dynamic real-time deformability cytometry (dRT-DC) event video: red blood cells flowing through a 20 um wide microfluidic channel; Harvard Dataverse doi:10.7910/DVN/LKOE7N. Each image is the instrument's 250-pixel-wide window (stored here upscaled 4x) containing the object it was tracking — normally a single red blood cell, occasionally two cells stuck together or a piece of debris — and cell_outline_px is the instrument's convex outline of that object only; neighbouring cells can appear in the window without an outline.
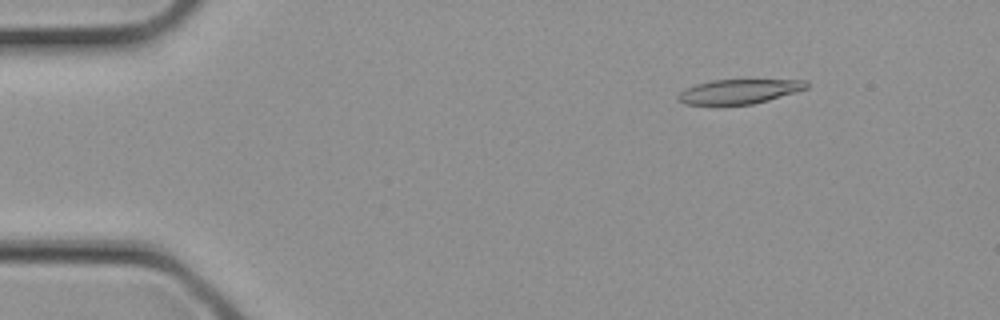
{"species": "common noctule bat (a hibernating species)", "species_latin": "Nyctalus noctula", "temperature_condition": "cold", "stored_images_in_passage": 2, "camera_frame_rate_fps": 3000, "um_per_image_px": 0.085, "animal": {"sex": "female", "body_mass_g": 21.9}, "frame": {"image": 1, "passage_image": 1, "time_ms": 0.0, "image_size_px": [1000, 320], "cell_outline_px": [[808, 88], [768, 100], [752, 104], [684, 104], [676, 96], [684, 88], [696, 84], [712, 80], [808, 80]], "centroid_in_image_um": [62.81, 7.76], "position_along_channel_um": 22.2, "area_um2": 18.09}}